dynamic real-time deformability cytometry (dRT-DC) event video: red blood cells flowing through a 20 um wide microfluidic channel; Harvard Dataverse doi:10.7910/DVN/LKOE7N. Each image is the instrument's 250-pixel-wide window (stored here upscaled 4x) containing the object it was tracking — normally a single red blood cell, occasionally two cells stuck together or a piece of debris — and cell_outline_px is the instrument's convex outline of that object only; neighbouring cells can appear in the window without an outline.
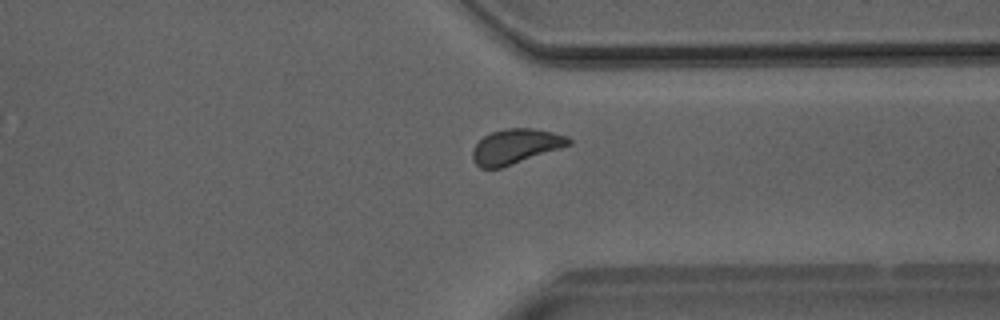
{"species": "Egyptian fruit bat (a non-hibernating species)", "species_latin": "Rousettus aegyptiacus", "temperature_condition": "room temperature", "stored_images_in_passage": 34, "camera_frame_rate_fps": 3000, "um_per_image_px": 0.085, "animal": {"sex": "male"}, "frame": {"image": 1, "passage_image": 28, "time_ms": 9.0, "image_size_px": [1000, 320], "cell_outline_px": [[572, 144], [500, 168], [480, 168], [472, 160], [472, 148], [484, 136], [492, 132], [504, 128], [532, 128], [552, 132], [568, 136], [572, 140]], "centroid_in_image_um": [43.81, 12.43], "position_along_channel_um": 367.6, "area_um2": 19.42}}
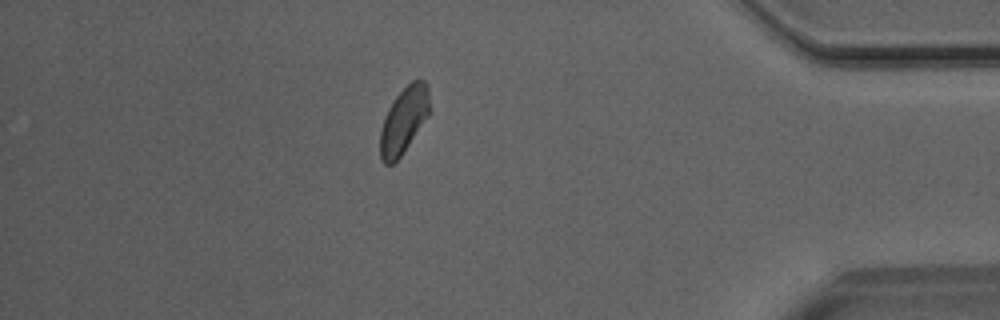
{"frame": {"image": 2, "passage_image": 33, "time_ms": 10.667, "image_size_px": [1000, 320], "cell_outline_px": [[432, 112], [400, 156], [392, 164], [384, 164], [380, 156], [380, 128], [388, 108], [396, 96], [412, 80], [424, 80], [428, 84]], "centroid_in_image_um": [34.36, 10.19], "position_along_channel_um": 400.8, "area_um2": 19.31}}